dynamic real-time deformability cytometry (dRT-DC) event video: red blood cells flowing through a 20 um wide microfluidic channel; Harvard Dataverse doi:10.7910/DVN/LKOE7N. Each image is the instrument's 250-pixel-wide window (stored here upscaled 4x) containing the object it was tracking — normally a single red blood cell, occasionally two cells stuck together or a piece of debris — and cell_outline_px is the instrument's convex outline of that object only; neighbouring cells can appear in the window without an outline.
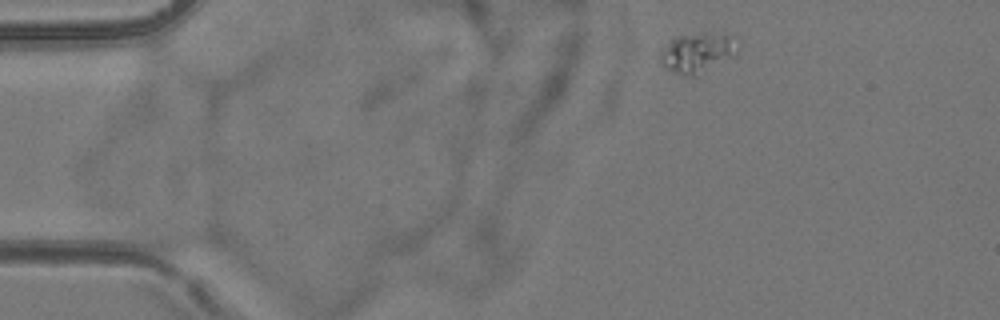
{"species": "common noctule bat (a hibernating species)", "species_latin": "Nyctalus noctula", "temperature_condition": "room temperature", "stored_images_in_passage": 7, "camera_frame_rate_fps": 3000, "um_per_image_px": 0.085, "animal": {"sex": "female", "body_mass_g": 24.6, "forearm_length_mm": 56.2}, "frame": {"image": 1, "passage_image": 1, "time_ms": 0.0, "image_size_px": [1000, 320], "cell_outline_px": [[740, 48], [736, 56], [696, 76], [680, 76], [664, 68], [660, 64], [660, 52], [676, 36], [700, 32], [704, 32], [740, 36]], "centroid_in_image_um": [59.37, 4.47], "position_along_channel_um": 25.6, "area_um2": 18.84}}
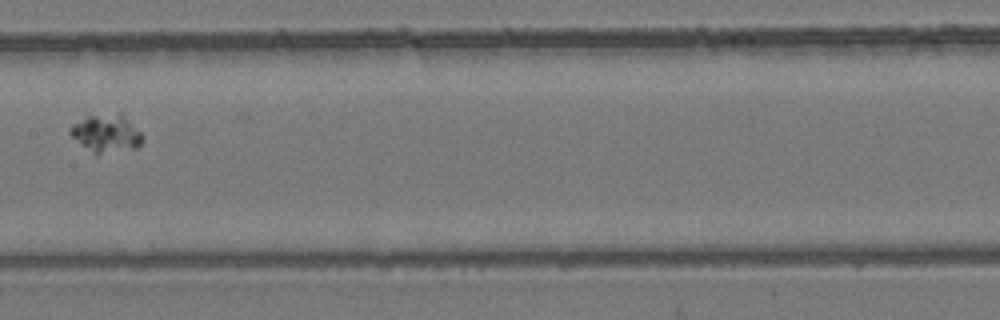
{"frame": {"image": 2, "passage_image": 6, "time_ms": 6.333, "image_size_px": [1000, 320], "cell_outline_px": [[144, 136], [140, 144], [136, 148], [96, 156], [72, 136], [68, 132], [72, 124], [88, 116], [120, 112]], "centroid_in_image_um": [9.04, 11.36], "position_along_channel_um": 198.4, "area_um2": 15.95}}
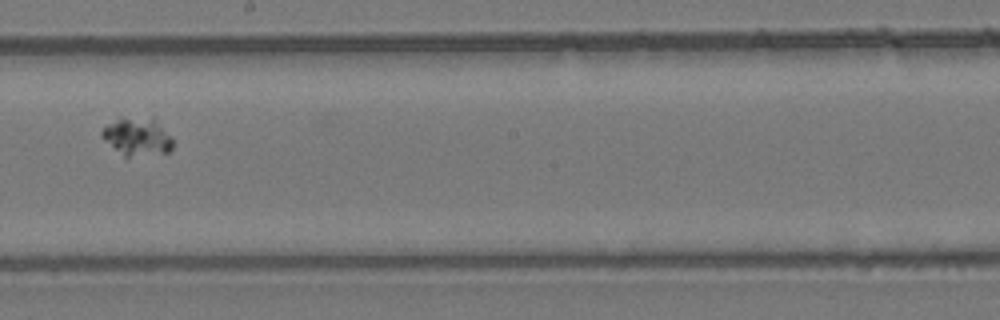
{"frame": {"image": 3, "passage_image": 7, "time_ms": 7.333, "image_size_px": [1000, 320], "cell_outline_px": [[172, 148], [168, 152], [128, 156], [124, 156], [100, 136], [100, 132], [108, 124], [120, 116], [152, 116], [172, 136]], "centroid_in_image_um": [11.67, 11.55], "position_along_channel_um": 236.5, "area_um2": 15.84}}